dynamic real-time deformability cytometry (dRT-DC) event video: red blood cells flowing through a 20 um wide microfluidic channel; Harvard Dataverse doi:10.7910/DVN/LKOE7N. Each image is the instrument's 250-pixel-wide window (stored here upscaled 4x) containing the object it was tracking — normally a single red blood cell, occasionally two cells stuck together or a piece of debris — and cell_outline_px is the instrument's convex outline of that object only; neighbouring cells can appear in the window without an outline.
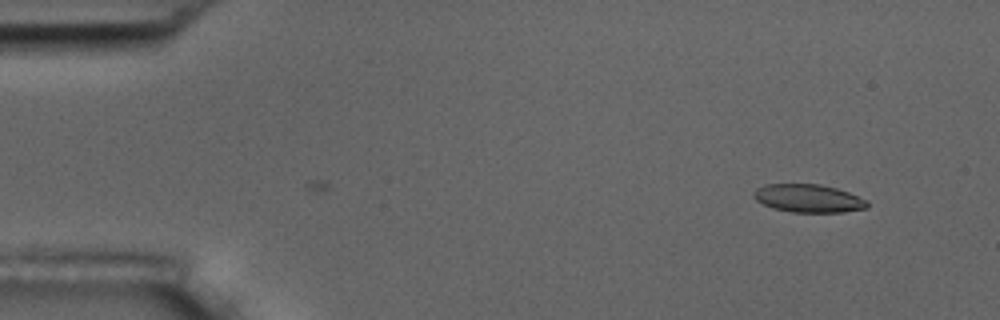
{"species": "common noctule bat (a hibernating species)", "species_latin": "Nyctalus noctula", "temperature_condition": "room temperature", "stored_images_in_passage": 10, "camera_frame_rate_fps": 3000, "um_per_image_px": 0.085, "animal": {"sex": "male", "body_mass_g": 17.5, "forearm_length_mm": 52.3}, "frame": {"image": 1, "passage_image": 10, "time_ms": 3.0, "image_size_px": [1000, 320], "cell_outline_px": [[868, 208], [844, 212], [792, 212], [772, 208], [756, 200], [752, 196], [752, 192], [756, 188], [764, 184], [820, 184], [836, 188], [848, 192], [868, 200]], "centroid_in_image_um": [68.7, 16.86], "position_along_channel_um": 16.3, "area_um2": 18.73}}